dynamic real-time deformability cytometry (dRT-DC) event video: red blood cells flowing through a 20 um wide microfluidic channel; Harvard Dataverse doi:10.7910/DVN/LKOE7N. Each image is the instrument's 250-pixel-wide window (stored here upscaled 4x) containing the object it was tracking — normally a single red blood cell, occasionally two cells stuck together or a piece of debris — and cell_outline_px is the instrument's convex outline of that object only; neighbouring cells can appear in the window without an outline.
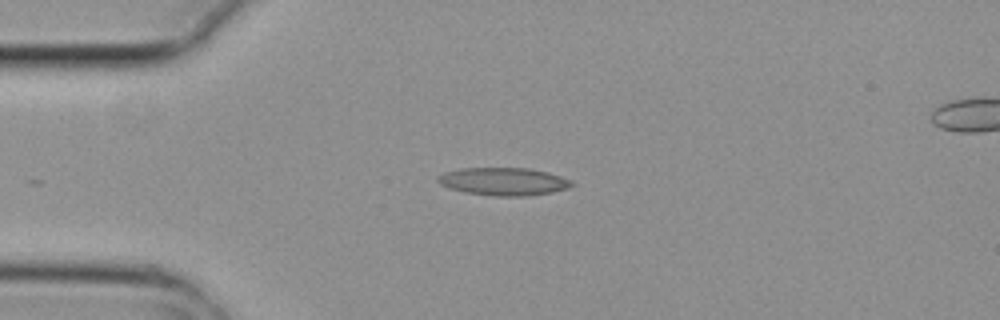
{"species": "common noctule bat (a hibernating species)", "species_latin": "Nyctalus noctula", "temperature_condition": "cold", "stored_images_in_passage": 6, "camera_frame_rate_fps": 3000, "um_per_image_px": 0.085, "animal": {"sex": "female", "body_mass_g": 29.2, "forearm_length_mm": 56.3}, "frame": {"image": 1, "passage_image": 6, "time_ms": 1.667, "image_size_px": [1000, 320], "cell_outline_px": [[576, 184], [568, 188], [552, 192], [528, 196], [496, 196], [464, 192], [448, 188], [440, 184], [436, 180], [436, 176], [444, 172], [460, 168], [528, 168], [548, 172], [572, 180]], "centroid_in_image_um": [42.79, 15.42], "position_along_channel_um": 42.2, "area_um2": 21.91}}